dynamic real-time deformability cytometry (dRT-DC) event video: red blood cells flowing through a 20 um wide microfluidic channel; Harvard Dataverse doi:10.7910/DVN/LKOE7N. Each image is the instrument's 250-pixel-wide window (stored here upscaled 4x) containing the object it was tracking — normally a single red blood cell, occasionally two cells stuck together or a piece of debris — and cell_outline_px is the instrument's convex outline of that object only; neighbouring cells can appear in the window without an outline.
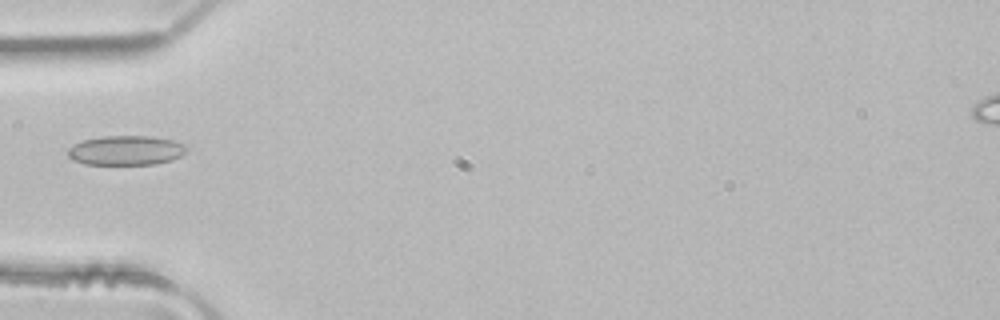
{"species": "common noctule bat (a hibernating species)", "species_latin": "Nyctalus noctula", "temperature_condition": "room temperature", "stored_images_in_passage": 3, "camera_frame_rate_fps": 3000, "um_per_image_px": 0.085, "animal": {"sex": "male", "body_mass_g": 21.5, "forearm_length_mm": 52.0}, "frame": {"image": 1, "passage_image": 3, "time_ms": 0.667, "image_size_px": [1000, 320], "cell_outline_px": [[188, 152], [172, 160], [156, 164], [84, 164], [72, 160], [68, 156], [68, 148], [80, 140], [104, 136], [152, 136], [172, 140], [188, 144]], "centroid_in_image_um": [10.74, 12.78], "position_along_channel_um": 74.3, "area_um2": 20.75}}